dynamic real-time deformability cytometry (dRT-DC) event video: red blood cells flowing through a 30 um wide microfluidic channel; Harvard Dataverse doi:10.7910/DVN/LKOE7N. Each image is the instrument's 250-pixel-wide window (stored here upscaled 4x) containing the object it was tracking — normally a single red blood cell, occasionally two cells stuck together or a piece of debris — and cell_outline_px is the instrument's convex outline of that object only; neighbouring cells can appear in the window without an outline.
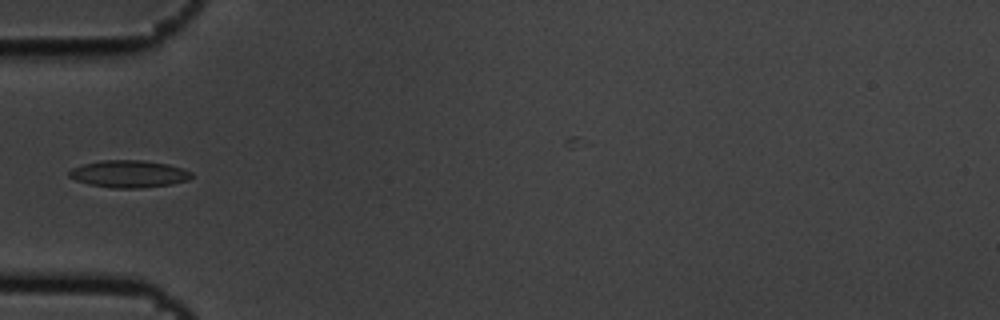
{"species": "common noctule bat (a hibernating species)", "species_latin": "Nyctalus noctula", "temperature_condition": "cold", "stored_images_in_passage": 7, "camera_frame_rate_fps": 3000, "um_per_image_px": 0.085, "animal": {"sex": "male", "body_mass_g": 19.5, "forearm_length_mm": 54.6}, "frame": {"image": 1, "passage_image": 6, "time_ms": 1.667, "image_size_px": [1000, 320], "cell_outline_px": [[192, 176], [188, 180], [172, 184], [140, 188], [112, 188], [88, 184], [76, 180], [68, 176], [68, 172], [72, 168], [84, 164], [100, 160], [144, 160], [168, 164], [184, 168], [192, 172]], "centroid_in_image_um": [10.97, 14.78], "position_along_channel_um": 74.0, "area_um2": 19.54}}